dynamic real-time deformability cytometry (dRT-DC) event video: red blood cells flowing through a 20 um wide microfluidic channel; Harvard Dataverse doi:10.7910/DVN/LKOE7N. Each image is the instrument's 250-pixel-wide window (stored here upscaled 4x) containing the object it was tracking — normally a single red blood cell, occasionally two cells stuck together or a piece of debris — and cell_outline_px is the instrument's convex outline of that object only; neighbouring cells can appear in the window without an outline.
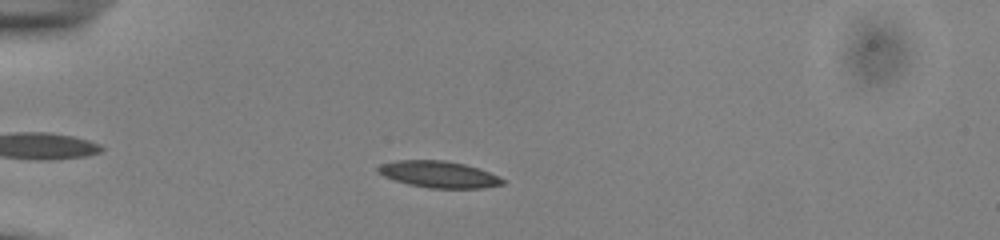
{"species": "common noctule bat (a hibernating species)", "species_latin": "Nyctalus noctula", "temperature_condition": "cold", "stored_images_in_passage": 49, "camera_frame_rate_fps": 3000, "um_per_image_px": 0.085, "animal": {"sex": "male", "body_mass_g": 13.0, "forearm_length_mm": 53.1}, "frame": {"image": 1, "passage_image": 10, "time_ms": 3.0, "image_size_px": [1000, 240], "cell_outline_px": [[504, 184], [484, 188], [428, 188], [408, 184], [384, 176], [376, 172], [376, 168], [380, 164], [396, 160], [444, 160], [464, 164], [500, 176], [504, 180]], "centroid_in_image_um": [37.27, 14.82], "position_along_channel_um": 47.7, "area_um2": 19.31}}
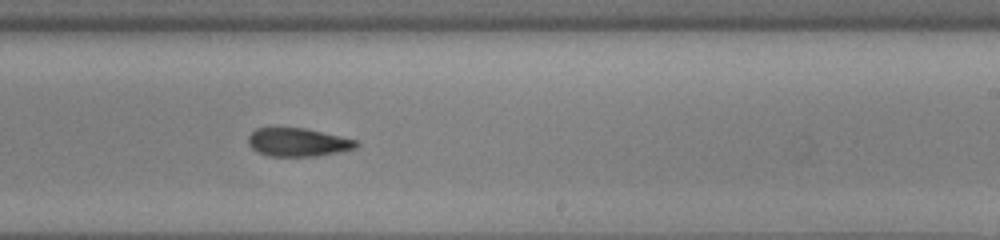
{"frame": {"image": 2, "passage_image": 29, "time_ms": 9.333, "image_size_px": [1000, 240], "cell_outline_px": [[360, 144], [356, 148], [316, 156], [268, 156], [256, 152], [248, 144], [248, 136], [256, 128], [304, 128], [340, 136], [356, 140]], "centroid_in_image_um": [25.29, 12.09], "position_along_channel_um": 263.7, "area_um2": 17.74}}
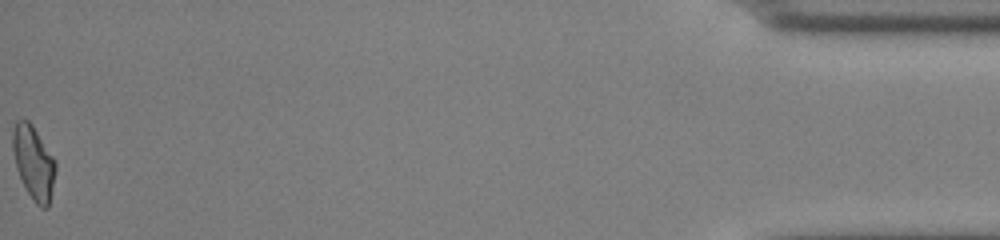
{"frame": {"image": 3, "passage_image": 49, "time_ms": 16.0, "image_size_px": [1000, 240], "cell_outline_px": [[56, 168], [48, 208], [40, 208], [32, 200], [16, 168], [12, 148], [12, 132], [16, 120], [28, 120], [32, 124], [56, 160]], "centroid_in_image_um": [2.85, 13.8], "position_along_channel_um": 432.3, "area_um2": 18.32}, "authors_computed_cell_mechanics": {"area_um2": 18.5538, "velocity_mm_per_s": 3.8613, "shape_relaxation_time_tau1_ms": 5.5273, "shape_relaxation_time_tau2_ms": 8.1453, "deformation_change_tau1": 0.1691, "deformation_change_tau2": 0.1382}}